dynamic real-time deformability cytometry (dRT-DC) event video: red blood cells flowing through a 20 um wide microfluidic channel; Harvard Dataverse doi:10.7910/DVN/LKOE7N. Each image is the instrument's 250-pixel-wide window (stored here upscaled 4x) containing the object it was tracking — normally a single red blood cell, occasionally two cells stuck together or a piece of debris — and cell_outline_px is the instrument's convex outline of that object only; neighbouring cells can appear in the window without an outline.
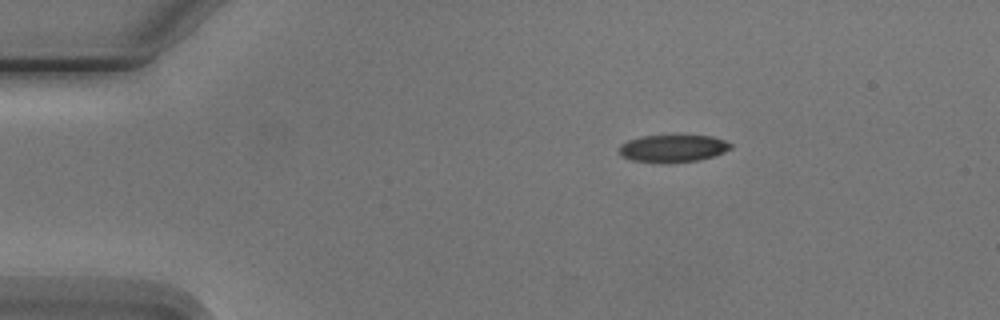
{"species": "Egyptian fruit bat (a non-hibernating species)", "species_latin": "Rousettus aegyptiacus", "temperature_condition": "cold", "stored_images_in_passage": 4, "camera_frame_rate_fps": 3000, "um_per_image_px": 0.085, "animal": {"sex": "male"}, "frame": {"image": 1, "passage_image": 1, "time_ms": 0.0, "image_size_px": [1000, 320], "cell_outline_px": [[732, 148], [724, 152], [712, 156], [696, 160], [632, 160], [620, 156], [620, 144], [628, 140], [644, 136], [680, 132], [712, 136], [724, 140], [732, 144]], "centroid_in_image_um": [57.24, 12.51], "position_along_channel_um": 27.8, "area_um2": 17.8}}
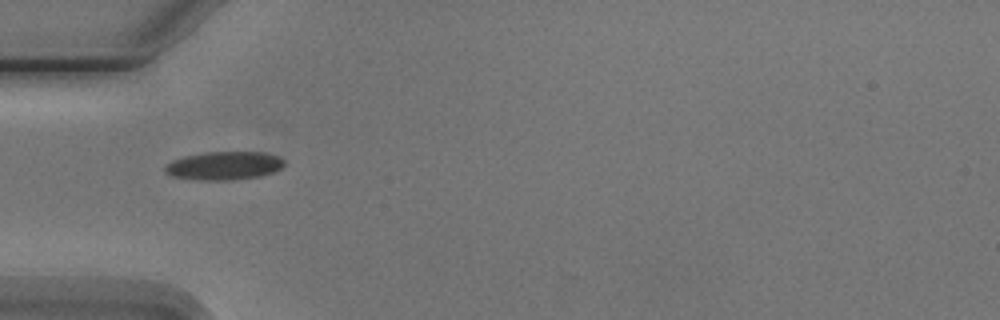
{"frame": {"image": 2, "passage_image": 3, "time_ms": 2.667, "image_size_px": [1000, 320], "cell_outline_px": [[284, 164], [280, 168], [272, 172], [260, 176], [228, 180], [200, 180], [172, 176], [164, 172], [164, 164], [172, 160], [184, 156], [204, 152], [264, 152], [280, 156], [284, 160]], "centroid_in_image_um": [19.01, 14.07], "position_along_channel_um": 66.0, "area_um2": 19.77}}
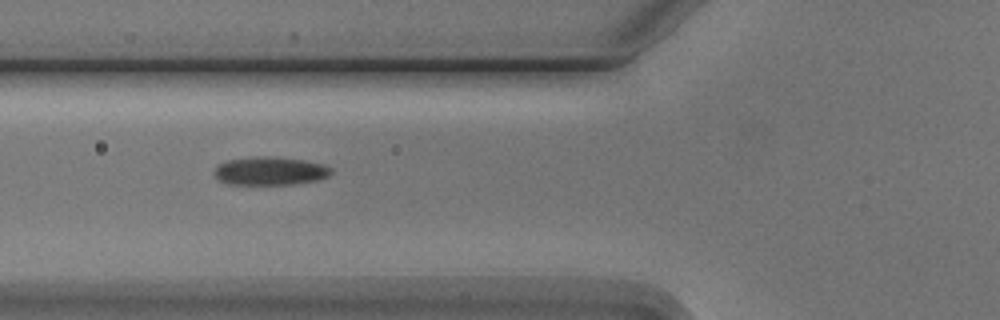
{"frame": {"image": 3, "passage_image": 4, "time_ms": 3.667, "image_size_px": [1000, 320], "cell_outline_px": [[332, 172], [328, 176], [316, 180], [292, 184], [228, 184], [216, 180], [212, 172], [216, 164], [228, 160], [252, 156], [264, 156], [304, 160], [324, 164], [332, 168]], "centroid_in_image_um": [22.88, 14.53], "position_along_channel_um": 102.9, "area_um2": 19.48}}